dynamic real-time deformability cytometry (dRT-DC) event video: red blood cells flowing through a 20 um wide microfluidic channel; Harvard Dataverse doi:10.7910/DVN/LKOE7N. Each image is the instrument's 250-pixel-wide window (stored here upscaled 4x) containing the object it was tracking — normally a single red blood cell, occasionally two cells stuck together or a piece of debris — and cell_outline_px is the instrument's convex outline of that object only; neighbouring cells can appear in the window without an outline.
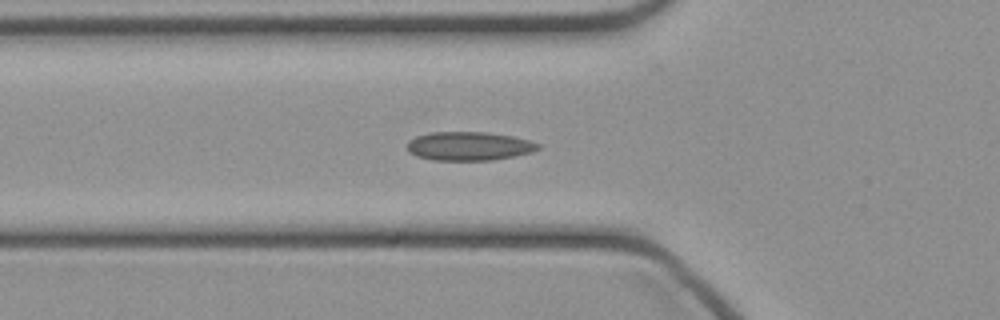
{"species": "common noctule bat (a hibernating species)", "species_latin": "Nyctalus noctula", "temperature_condition": "cold", "stored_images_in_passage": 29, "camera_frame_rate_fps": 3000, "um_per_image_px": 0.085, "animal": {"sex": "female", "body_mass_g": 21.9}, "frame": {"image": 1, "passage_image": 2, "time_ms": 0.333, "image_size_px": [1000, 320], "cell_outline_px": [[540, 148], [532, 152], [492, 160], [432, 160], [416, 156], [408, 152], [408, 140], [416, 136], [432, 132], [488, 132], [512, 136], [528, 140], [540, 144]], "centroid_in_image_um": [39.84, 12.42], "position_along_channel_um": 86.0, "area_um2": 21.91}}
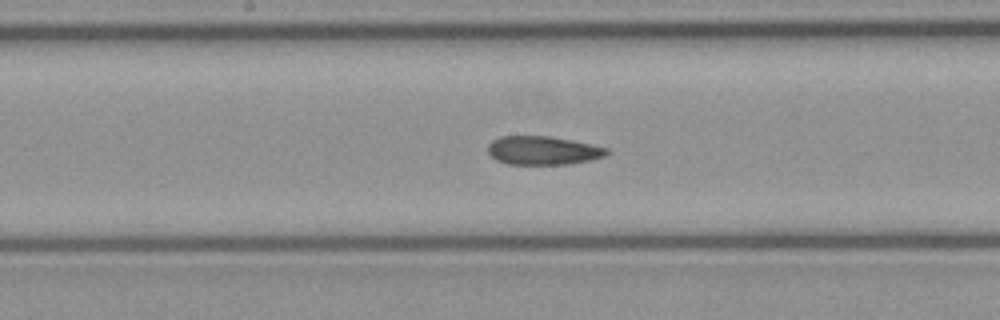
{"frame": {"image": 2, "passage_image": 10, "time_ms": 3.0, "image_size_px": [1000, 320], "cell_outline_px": [[608, 152], [604, 156], [592, 160], [568, 164], [508, 164], [496, 160], [488, 152], [488, 144], [492, 140], [500, 136], [552, 136], [592, 144], [608, 148]], "centroid_in_image_um": [46.15, 12.78], "position_along_channel_um": 202.1, "area_um2": 19.88}}
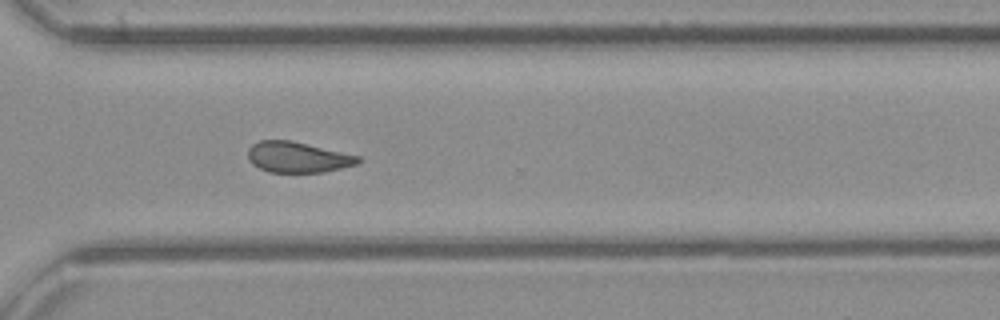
{"frame": {"image": 3, "passage_image": 20, "time_ms": 6.333, "image_size_px": [1000, 320], "cell_outline_px": [[360, 160], [356, 164], [324, 172], [268, 172], [252, 164], [248, 160], [248, 148], [252, 144], [260, 140], [288, 140], [360, 156]], "centroid_in_image_um": [25.25, 13.36], "position_along_channel_um": 345.3, "area_um2": 19.48}}